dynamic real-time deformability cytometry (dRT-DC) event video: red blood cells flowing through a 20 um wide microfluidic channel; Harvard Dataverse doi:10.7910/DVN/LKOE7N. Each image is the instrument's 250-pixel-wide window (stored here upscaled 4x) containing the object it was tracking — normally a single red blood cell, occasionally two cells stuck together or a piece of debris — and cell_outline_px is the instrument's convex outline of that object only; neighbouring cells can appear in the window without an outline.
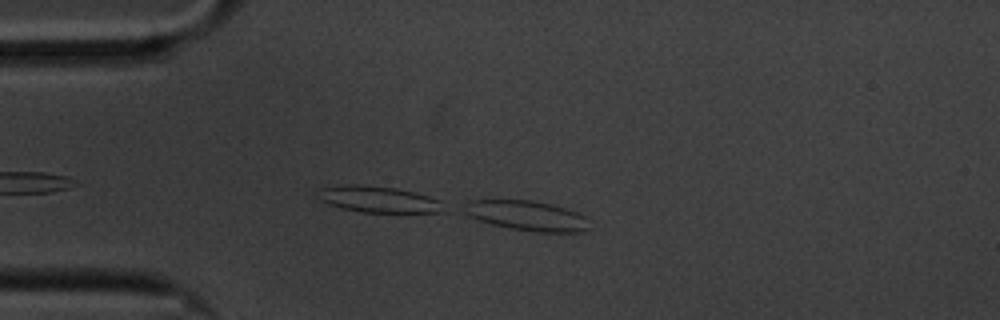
{"species": "common noctule bat (a hibernating species)", "species_latin": "Nyctalus noctula", "temperature_condition": "cold", "stored_images_in_passage": 5, "camera_frame_rate_fps": 3000, "um_per_image_px": 0.085, "animal": {"sex": "male", "body_mass_g": 20.1, "forearm_length_mm": 53.5}, "frame": {"image": 1, "passage_image": 5, "time_ms": 1.333, "image_size_px": [1000, 320], "cell_outline_px": [[588, 228], [584, 232], [536, 232], [512, 228], [492, 224], [468, 216], [460, 212], [464, 204], [468, 200], [532, 200], [564, 208], [576, 212], [584, 216]], "centroid_in_image_um": [44.7, 18.32], "position_along_channel_um": 40.3, "area_um2": 21.68}}